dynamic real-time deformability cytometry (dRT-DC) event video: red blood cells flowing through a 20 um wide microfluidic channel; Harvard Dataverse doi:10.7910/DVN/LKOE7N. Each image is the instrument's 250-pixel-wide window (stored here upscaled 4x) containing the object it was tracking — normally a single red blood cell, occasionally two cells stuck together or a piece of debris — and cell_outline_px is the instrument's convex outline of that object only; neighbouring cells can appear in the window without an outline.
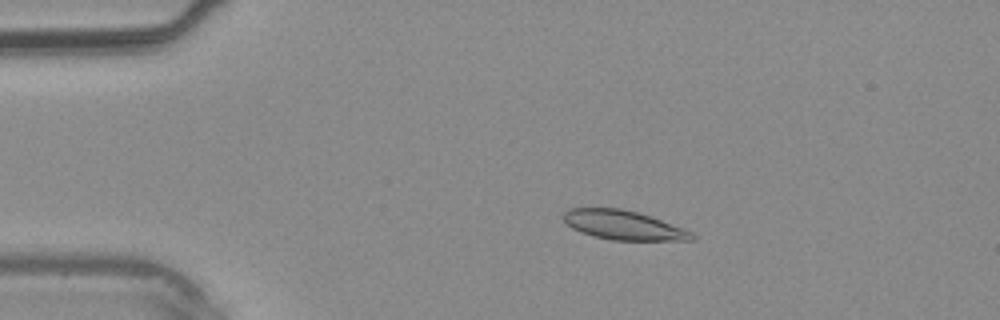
{"species": "common noctule bat (a hibernating species)", "species_latin": "Nyctalus noctula", "temperature_condition": "warm", "stored_images_in_passage": 39, "camera_frame_rate_fps": 3000, "um_per_image_px": 0.085, "animal": {"sex": "male", "body_mass_g": 20.4}, "frame": {"image": 1, "passage_image": 8, "time_ms": 2.333, "image_size_px": [1000, 320], "cell_outline_px": [[696, 236], [692, 240], [612, 240], [580, 232], [572, 228], [564, 220], [564, 212], [568, 208], [620, 208], [636, 212], [684, 228], [692, 232]], "centroid_in_image_um": [52.98, 19.13], "position_along_channel_um": 32.0, "area_um2": 21.56}}
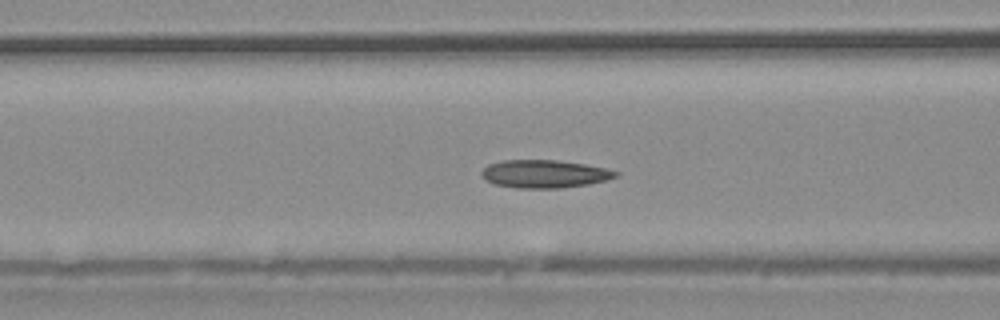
{"frame": {"image": 2, "passage_image": 16, "time_ms": 5.0, "image_size_px": [1000, 320], "cell_outline_px": [[620, 172], [616, 176], [604, 180], [588, 184], [560, 188], [516, 188], [496, 184], [484, 180], [480, 172], [488, 164], [504, 160], [556, 160], [584, 164], [604, 168]], "centroid_in_image_um": [46.23, 14.78], "position_along_channel_um": 120.4, "area_um2": 21.68}}
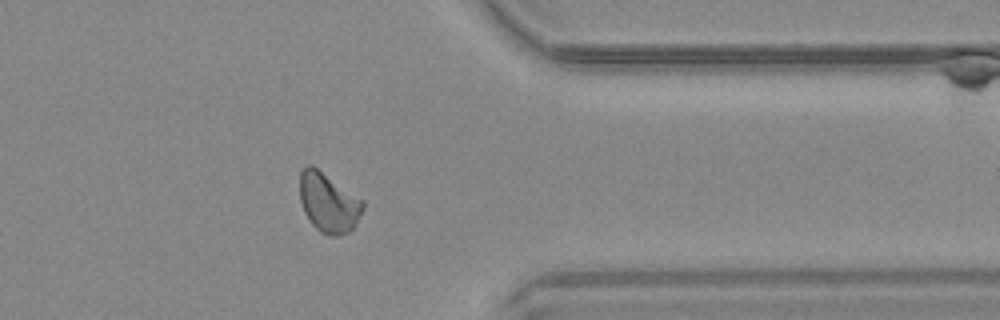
{"frame": {"image": 3, "passage_image": 32, "time_ms": 10.333, "image_size_px": [1000, 320], "cell_outline_px": [[364, 208], [356, 224], [348, 232], [336, 236], [332, 236], [320, 232], [308, 220], [304, 212], [300, 200], [300, 172], [304, 164], [312, 164], [364, 200]], "centroid_in_image_um": [27.91, 17.19], "position_along_channel_um": 383.5, "area_um2": 22.14}}